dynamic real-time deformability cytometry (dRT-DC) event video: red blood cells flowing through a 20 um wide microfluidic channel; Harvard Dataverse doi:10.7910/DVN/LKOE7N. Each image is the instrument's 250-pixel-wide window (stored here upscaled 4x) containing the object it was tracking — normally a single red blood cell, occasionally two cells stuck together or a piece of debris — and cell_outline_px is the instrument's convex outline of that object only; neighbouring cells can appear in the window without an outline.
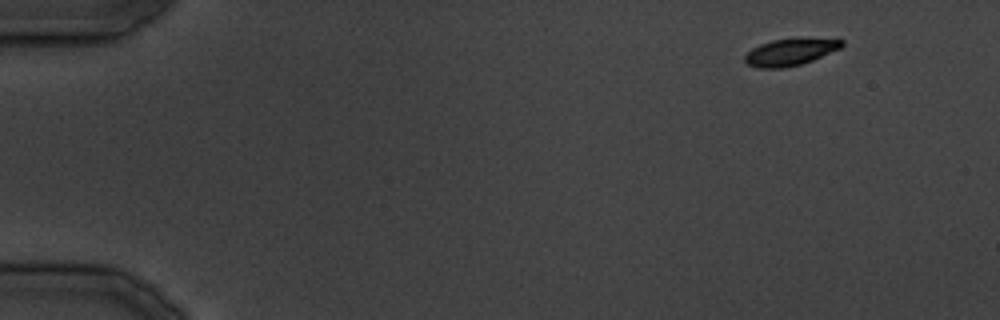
{"species": "common noctule bat (a hibernating species)", "species_latin": "Nyctalus noctula", "temperature_condition": "cold", "stored_images_in_passage": 9, "camera_frame_rate_fps": 3000, "um_per_image_px": 0.085, "animal": {"sex": "male", "body_mass_g": 19.5, "forearm_length_mm": 54.6}, "frame": {"image": 1, "passage_image": 1, "time_ms": 0.0, "image_size_px": [1000, 320], "cell_outline_px": [[844, 44], [840, 48], [812, 60], [800, 64], [784, 68], [756, 68], [748, 64], [744, 60], [744, 56], [752, 48], [760, 44], [772, 40], [844, 40]], "centroid_in_image_um": [67.08, 4.47], "position_along_channel_um": 17.9, "area_um2": 14.51}}
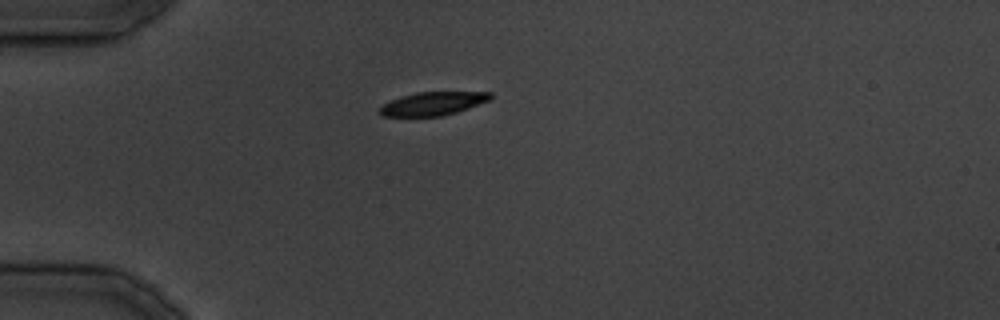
{"frame": {"image": 2, "passage_image": 8, "time_ms": 8.0, "image_size_px": [1000, 320], "cell_outline_px": [[492, 100], [456, 112], [440, 116], [380, 116], [376, 112], [384, 104], [400, 96], [416, 92], [492, 92]], "centroid_in_image_um": [36.79, 8.8], "position_along_channel_um": 48.2, "area_um2": 15.14}}